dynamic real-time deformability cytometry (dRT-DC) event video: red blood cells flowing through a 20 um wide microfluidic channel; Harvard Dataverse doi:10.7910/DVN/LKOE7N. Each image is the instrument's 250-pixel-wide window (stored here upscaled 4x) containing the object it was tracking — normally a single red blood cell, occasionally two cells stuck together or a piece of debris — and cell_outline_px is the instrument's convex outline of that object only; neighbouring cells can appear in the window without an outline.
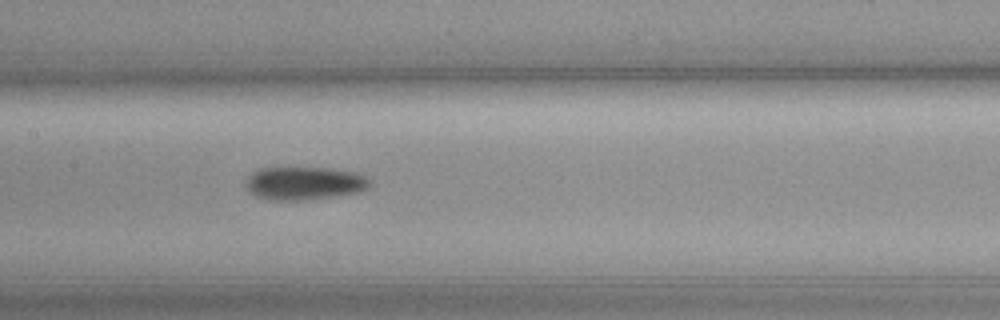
{"species": "common noctule bat (a hibernating species)", "species_latin": "Nyctalus noctula", "temperature_condition": "cold", "stored_images_in_passage": 56, "camera_frame_rate_fps": 3000, "um_per_image_px": 0.085, "animal": {"sex": "female", "body_mass_g": 19.3, "forearm_length_mm": 54.1}, "frame": {"image": 1, "passage_image": 27, "time_ms": 8.667, "image_size_px": [1000, 320], "cell_outline_px": [[368, 188], [360, 192], [340, 196], [308, 200], [268, 200], [256, 196], [244, 184], [244, 180], [252, 172], [260, 168], [328, 168], [352, 172], [364, 176], [368, 180]], "centroid_in_image_um": [25.83, 15.59], "position_along_channel_um": 181.6, "area_um2": 23.99}}
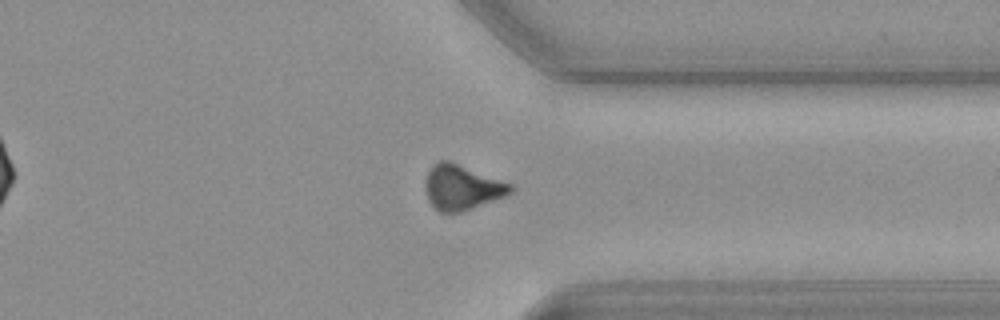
{"frame": {"image": 2, "passage_image": 43, "time_ms": 14.0, "image_size_px": [1000, 320], "cell_outline_px": [[512, 192], [504, 196], [472, 208], [460, 212], [440, 212], [428, 200], [424, 188], [424, 184], [428, 172], [432, 164], [436, 160], [452, 160], [512, 184]], "centroid_in_image_um": [39.23, 15.88], "position_along_channel_um": 372.2, "area_um2": 22.48}}
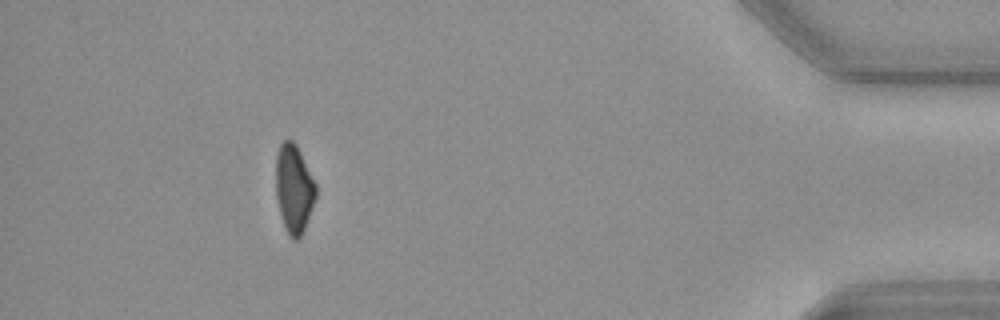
{"frame": {"image": 3, "passage_image": 51, "time_ms": 16.667, "image_size_px": [1000, 320], "cell_outline_px": [[316, 196], [312, 208], [304, 228], [300, 236], [296, 240], [292, 240], [288, 236], [284, 228], [276, 196], [276, 156], [280, 144], [284, 140], [292, 140], [296, 144], [316, 184]], "centroid_in_image_um": [24.97, 16.05], "position_along_channel_um": 410.2, "area_um2": 20.46}, "authors_computed_cell_mechanics": {"area_um2": 22.3397, "velocity_mm_per_s": 3.62, "shape_relaxation_time_tau1_ms": 3.5657, "shape_relaxation_time_tau2_ms": null, "deformation_change_tau1": 0.0967, "deformation_change_tau2": null}}